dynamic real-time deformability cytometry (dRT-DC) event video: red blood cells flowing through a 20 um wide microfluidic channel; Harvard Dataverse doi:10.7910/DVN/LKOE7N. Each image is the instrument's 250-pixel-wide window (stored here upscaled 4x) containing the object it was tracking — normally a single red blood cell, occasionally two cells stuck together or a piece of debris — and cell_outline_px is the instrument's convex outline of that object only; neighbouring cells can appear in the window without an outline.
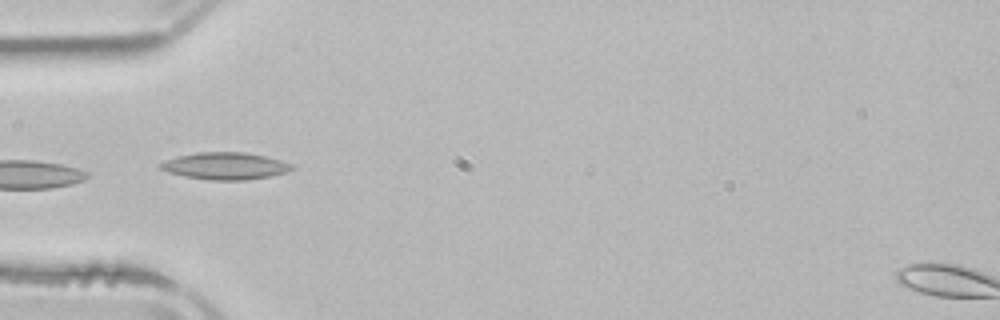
{"species": "common noctule bat (a hibernating species)", "species_latin": "Nyctalus noctula", "temperature_condition": "room temperature", "stored_images_in_passage": 4, "camera_frame_rate_fps": 3000, "um_per_image_px": 0.085, "animal": {"sex": "male", "body_mass_g": 21.5, "forearm_length_mm": 52.0}, "frame": {"image": 1, "passage_image": 4, "time_ms": 4.333, "image_size_px": [1000, 320], "cell_outline_px": [[296, 168], [288, 172], [268, 176], [244, 180], [208, 180], [184, 176], [168, 172], [156, 168], [164, 160], [176, 156], [196, 152], [244, 152], [264, 156], [280, 160], [292, 164]], "centroid_in_image_um": [19.1, 14.1], "position_along_channel_um": 65.9, "area_um2": 20.87}}